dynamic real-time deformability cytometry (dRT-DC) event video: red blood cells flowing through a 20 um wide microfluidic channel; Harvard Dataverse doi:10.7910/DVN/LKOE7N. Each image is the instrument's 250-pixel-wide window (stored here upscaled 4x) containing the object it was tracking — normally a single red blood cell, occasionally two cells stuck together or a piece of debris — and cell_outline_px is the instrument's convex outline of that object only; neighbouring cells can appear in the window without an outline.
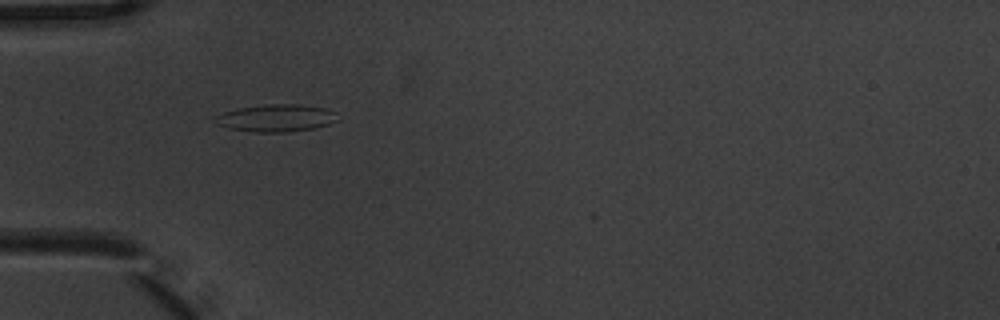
{"species": "common noctule bat (a hibernating species)", "species_latin": "Nyctalus noctula", "temperature_condition": "warm", "stored_images_in_passage": 3, "camera_frame_rate_fps": 3000, "um_per_image_px": 0.085, "animal": {"sex": "male", "body_mass_g": 20.1, "forearm_length_mm": 53.5}, "frame": {"image": 1, "passage_image": 2, "time_ms": 0.333, "image_size_px": [1000, 320], "cell_outline_px": [[336, 120], [328, 124], [312, 128], [288, 132], [256, 132], [228, 128], [216, 124], [212, 120], [212, 116], [236, 108], [272, 104], [300, 104], [324, 108], [336, 112]], "centroid_in_image_um": [23.4, 10.03], "position_along_channel_um": 61.6, "area_um2": 19.48}}
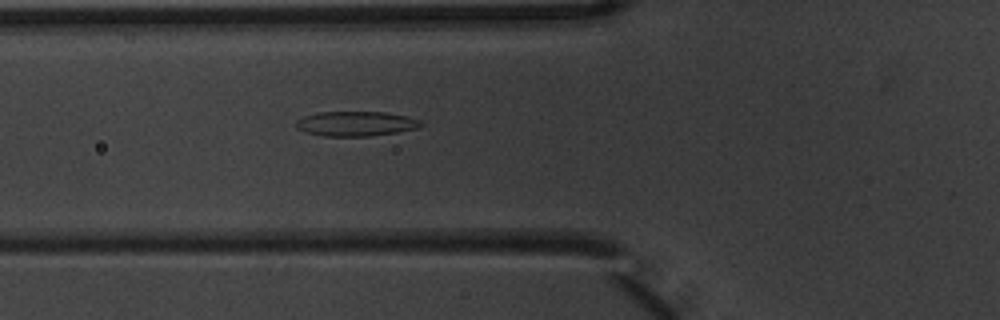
{"frame": {"image": 2, "passage_image": 3, "time_ms": 0.667, "image_size_px": [1000, 320], "cell_outline_px": [[424, 124], [416, 128], [396, 132], [368, 136], [324, 136], [304, 132], [296, 128], [296, 120], [304, 116], [316, 112], [384, 112], [408, 116], [420, 120]], "centroid_in_image_um": [30.22, 10.51], "position_along_channel_um": 95.6, "area_um2": 18.03}}